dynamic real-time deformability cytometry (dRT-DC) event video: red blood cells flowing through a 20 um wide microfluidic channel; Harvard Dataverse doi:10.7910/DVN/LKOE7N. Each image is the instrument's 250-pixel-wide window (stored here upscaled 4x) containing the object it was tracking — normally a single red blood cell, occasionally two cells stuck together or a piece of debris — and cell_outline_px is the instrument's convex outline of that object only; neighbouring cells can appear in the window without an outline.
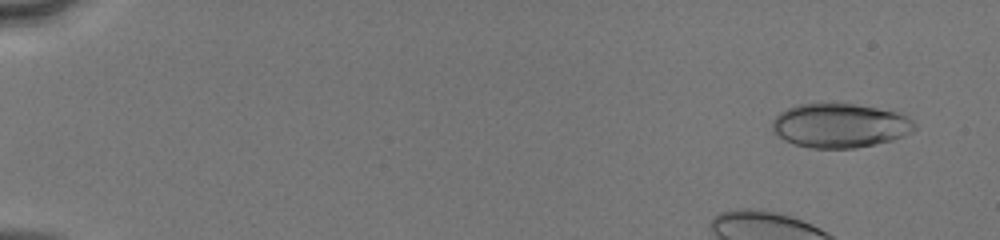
{"species": "human", "species_latin": "Homo sapiens", "temperature_condition": "cold", "stored_images_in_passage": 50, "camera_frame_rate_fps": 3000, "um_per_image_px": 0.085, "donor": {"sex": "male"}, "frame": {"image": 1, "passage_image": 3, "time_ms": 0.667, "image_size_px": [1000, 240], "cell_outline_px": [[916, 128], [912, 132], [904, 136], [892, 140], [876, 144], [856, 148], [808, 148], [784, 140], [772, 132], [772, 120], [780, 112], [788, 108], [800, 104], [852, 104], [876, 108], [896, 112], [908, 116], [916, 124]], "centroid_in_image_um": [71.4, 10.69], "position_along_channel_um": 13.6, "area_um2": 36.65}}
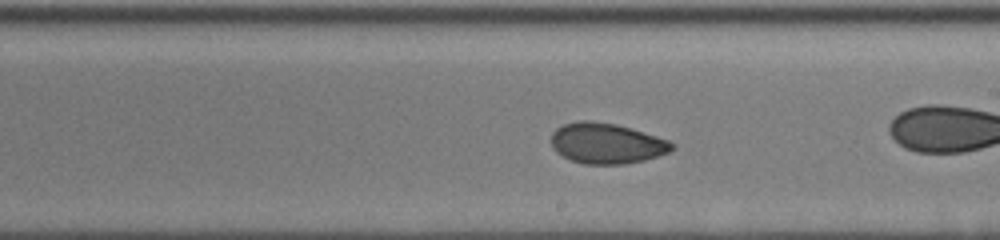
{"frame": {"image": 2, "passage_image": 29, "time_ms": 9.333, "image_size_px": [1000, 240], "cell_outline_px": [[676, 148], [668, 152], [644, 160], [624, 164], [584, 164], [572, 160], [556, 152], [552, 148], [552, 132], [556, 128], [564, 124], [576, 120], [588, 120], [616, 124], [632, 128], [668, 140], [676, 144]], "centroid_in_image_um": [51.56, 12.17], "position_along_channel_um": 237.4, "area_um2": 28.61}}
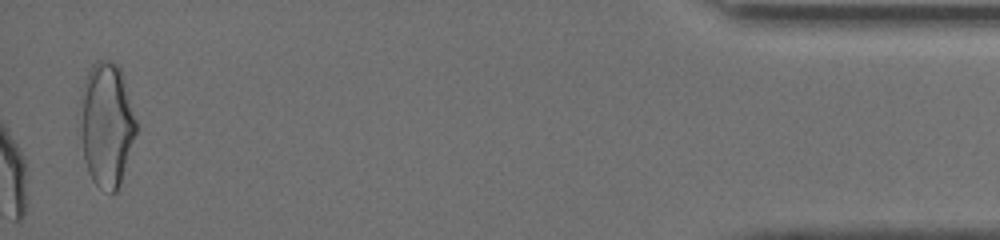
{"frame": {"image": 3, "passage_image": 50, "time_ms": 16.333, "image_size_px": [1000, 240], "cell_outline_px": [[136, 132], [120, 184], [116, 192], [112, 192], [100, 188], [92, 180], [88, 172], [84, 160], [76, 112], [80, 92], [84, 80], [92, 64], [96, 60], [108, 60], [116, 64], [120, 68], [124, 76], [136, 120]], "centroid_in_image_um": [8.99, 10.54], "position_along_channel_um": 426.2, "area_um2": 41.44}, "authors_computed_cell_mechanics": {"area_um2": 29.6514, "velocity_mm_per_s": 4.1084, "shape_relaxation_time_tau1_ms": 7.3864, "shape_relaxation_time_tau2_ms": 1.7057, "deformation_change_tau1": 0.1409, "deformation_change_tau2": 0.0485}}